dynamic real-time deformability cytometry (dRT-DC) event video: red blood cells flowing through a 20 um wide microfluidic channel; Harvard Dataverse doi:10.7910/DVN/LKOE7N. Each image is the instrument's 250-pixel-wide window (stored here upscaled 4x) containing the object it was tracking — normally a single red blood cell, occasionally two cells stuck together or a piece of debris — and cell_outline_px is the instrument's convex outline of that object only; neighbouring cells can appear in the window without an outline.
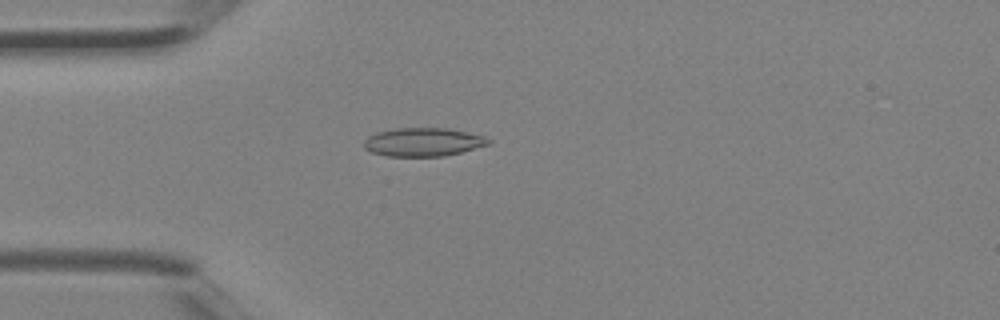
{"species": "Egyptian fruit bat (a non-hibernating species)", "species_latin": "Rousettus aegyptiacus", "temperature_condition": "room temperature", "stored_images_in_passage": 5, "camera_frame_rate_fps": 3000, "um_per_image_px": 0.085, "animal": {"sex": "female"}, "frame": {"image": 1, "passage_image": 5, "time_ms": 1.333, "image_size_px": [1000, 320], "cell_outline_px": [[492, 140], [488, 144], [460, 152], [444, 156], [388, 156], [372, 152], [364, 148], [364, 140], [368, 136], [376, 132], [396, 128], [444, 128], [484, 136]], "centroid_in_image_um": [35.92, 12.07], "position_along_channel_um": 49.1, "area_um2": 20.4}}